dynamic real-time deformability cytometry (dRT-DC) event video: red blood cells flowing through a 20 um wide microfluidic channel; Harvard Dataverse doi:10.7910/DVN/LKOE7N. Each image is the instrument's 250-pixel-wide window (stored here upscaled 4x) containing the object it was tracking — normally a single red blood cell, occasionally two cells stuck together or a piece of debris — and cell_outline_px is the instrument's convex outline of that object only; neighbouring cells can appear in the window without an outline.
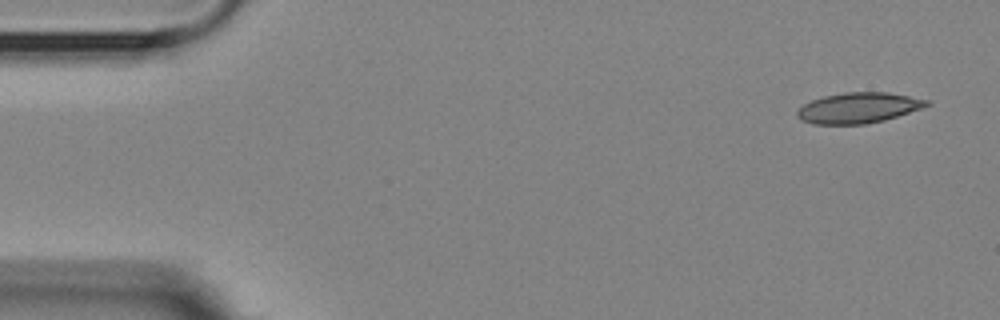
{"species": "Egyptian fruit bat (a non-hibernating species)", "species_latin": "Rousettus aegyptiacus", "temperature_condition": "room temperature", "stored_images_in_passage": 4, "camera_frame_rate_fps": 3000, "um_per_image_px": 0.085, "animal": {"sex": "female"}, "frame": {"image": 1, "passage_image": 1, "time_ms": 0.0, "image_size_px": [1000, 320], "cell_outline_px": [[932, 104], [884, 120], [864, 124], [812, 124], [800, 120], [796, 116], [796, 112], [804, 104], [812, 100], [824, 96], [844, 92], [888, 92], [932, 100]], "centroid_in_image_um": [72.96, 9.16], "position_along_channel_um": 12.0, "area_um2": 23.06}}
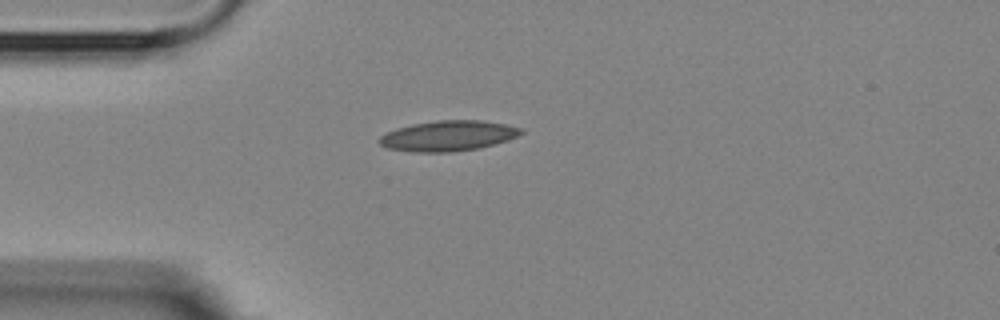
{"frame": {"image": 2, "passage_image": 4, "time_ms": 3.667, "image_size_px": [1000, 320], "cell_outline_px": [[524, 132], [508, 140], [476, 148], [452, 152], [416, 152], [388, 148], [380, 144], [376, 140], [380, 136], [396, 128], [412, 124], [436, 120], [480, 120], [504, 124], [520, 128]], "centroid_in_image_um": [38.05, 11.54], "position_along_channel_um": 47.0, "area_um2": 24.85}}